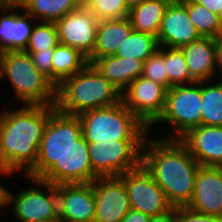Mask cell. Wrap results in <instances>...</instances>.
<instances>
[{"label":"cell","instance_id":"cell-14","mask_svg":"<svg viewBox=\"0 0 222 222\" xmlns=\"http://www.w3.org/2000/svg\"><path fill=\"white\" fill-rule=\"evenodd\" d=\"M93 188L94 222H121L131 209L124 181L119 176L98 177Z\"/></svg>","mask_w":222,"mask_h":222},{"label":"cell","instance_id":"cell-37","mask_svg":"<svg viewBox=\"0 0 222 222\" xmlns=\"http://www.w3.org/2000/svg\"><path fill=\"white\" fill-rule=\"evenodd\" d=\"M121 222H150V216L140 211L130 209Z\"/></svg>","mask_w":222,"mask_h":222},{"label":"cell","instance_id":"cell-30","mask_svg":"<svg viewBox=\"0 0 222 222\" xmlns=\"http://www.w3.org/2000/svg\"><path fill=\"white\" fill-rule=\"evenodd\" d=\"M59 44L57 28L54 22L37 21L33 27L24 52L48 51Z\"/></svg>","mask_w":222,"mask_h":222},{"label":"cell","instance_id":"cell-24","mask_svg":"<svg viewBox=\"0 0 222 222\" xmlns=\"http://www.w3.org/2000/svg\"><path fill=\"white\" fill-rule=\"evenodd\" d=\"M22 10L41 22H56L83 5V0H19Z\"/></svg>","mask_w":222,"mask_h":222},{"label":"cell","instance_id":"cell-32","mask_svg":"<svg viewBox=\"0 0 222 222\" xmlns=\"http://www.w3.org/2000/svg\"><path fill=\"white\" fill-rule=\"evenodd\" d=\"M142 76L163 85L168 90V76L165 64V47L159 46L143 63Z\"/></svg>","mask_w":222,"mask_h":222},{"label":"cell","instance_id":"cell-2","mask_svg":"<svg viewBox=\"0 0 222 222\" xmlns=\"http://www.w3.org/2000/svg\"><path fill=\"white\" fill-rule=\"evenodd\" d=\"M141 164L173 207L189 204L200 164L179 139H153L148 134L142 145Z\"/></svg>","mask_w":222,"mask_h":222},{"label":"cell","instance_id":"cell-12","mask_svg":"<svg viewBox=\"0 0 222 222\" xmlns=\"http://www.w3.org/2000/svg\"><path fill=\"white\" fill-rule=\"evenodd\" d=\"M98 176L93 172L88 153V142L82 135L56 160L41 180L58 185L64 183H92Z\"/></svg>","mask_w":222,"mask_h":222},{"label":"cell","instance_id":"cell-34","mask_svg":"<svg viewBox=\"0 0 222 222\" xmlns=\"http://www.w3.org/2000/svg\"><path fill=\"white\" fill-rule=\"evenodd\" d=\"M177 222H222V218L197 213L188 207H177Z\"/></svg>","mask_w":222,"mask_h":222},{"label":"cell","instance_id":"cell-29","mask_svg":"<svg viewBox=\"0 0 222 222\" xmlns=\"http://www.w3.org/2000/svg\"><path fill=\"white\" fill-rule=\"evenodd\" d=\"M165 64L168 89L176 85H188L197 82L191 76L185 56L180 48L165 47Z\"/></svg>","mask_w":222,"mask_h":222},{"label":"cell","instance_id":"cell-28","mask_svg":"<svg viewBox=\"0 0 222 222\" xmlns=\"http://www.w3.org/2000/svg\"><path fill=\"white\" fill-rule=\"evenodd\" d=\"M157 49H159V44L156 36L133 30L119 46L116 56L135 58L145 62Z\"/></svg>","mask_w":222,"mask_h":222},{"label":"cell","instance_id":"cell-33","mask_svg":"<svg viewBox=\"0 0 222 222\" xmlns=\"http://www.w3.org/2000/svg\"><path fill=\"white\" fill-rule=\"evenodd\" d=\"M30 55L33 64L38 70L46 76L52 82V58L54 54V48L48 49V51L39 52H26Z\"/></svg>","mask_w":222,"mask_h":222},{"label":"cell","instance_id":"cell-18","mask_svg":"<svg viewBox=\"0 0 222 222\" xmlns=\"http://www.w3.org/2000/svg\"><path fill=\"white\" fill-rule=\"evenodd\" d=\"M200 37L189 18L186 5L182 1L170 2L157 35L159 46L181 48Z\"/></svg>","mask_w":222,"mask_h":222},{"label":"cell","instance_id":"cell-1","mask_svg":"<svg viewBox=\"0 0 222 222\" xmlns=\"http://www.w3.org/2000/svg\"><path fill=\"white\" fill-rule=\"evenodd\" d=\"M55 105H22L0 112V175H26L36 164L44 128Z\"/></svg>","mask_w":222,"mask_h":222},{"label":"cell","instance_id":"cell-26","mask_svg":"<svg viewBox=\"0 0 222 222\" xmlns=\"http://www.w3.org/2000/svg\"><path fill=\"white\" fill-rule=\"evenodd\" d=\"M219 80L202 81L201 125L222 126V79Z\"/></svg>","mask_w":222,"mask_h":222},{"label":"cell","instance_id":"cell-11","mask_svg":"<svg viewBox=\"0 0 222 222\" xmlns=\"http://www.w3.org/2000/svg\"><path fill=\"white\" fill-rule=\"evenodd\" d=\"M119 177L126 186L131 209L151 217L165 213L173 207L142 164Z\"/></svg>","mask_w":222,"mask_h":222},{"label":"cell","instance_id":"cell-36","mask_svg":"<svg viewBox=\"0 0 222 222\" xmlns=\"http://www.w3.org/2000/svg\"><path fill=\"white\" fill-rule=\"evenodd\" d=\"M198 4L203 5L208 10L214 12L222 18V0H192Z\"/></svg>","mask_w":222,"mask_h":222},{"label":"cell","instance_id":"cell-39","mask_svg":"<svg viewBox=\"0 0 222 222\" xmlns=\"http://www.w3.org/2000/svg\"><path fill=\"white\" fill-rule=\"evenodd\" d=\"M10 191L0 183V210L9 205Z\"/></svg>","mask_w":222,"mask_h":222},{"label":"cell","instance_id":"cell-43","mask_svg":"<svg viewBox=\"0 0 222 222\" xmlns=\"http://www.w3.org/2000/svg\"><path fill=\"white\" fill-rule=\"evenodd\" d=\"M5 3L4 0H0V8L2 7V5Z\"/></svg>","mask_w":222,"mask_h":222},{"label":"cell","instance_id":"cell-20","mask_svg":"<svg viewBox=\"0 0 222 222\" xmlns=\"http://www.w3.org/2000/svg\"><path fill=\"white\" fill-rule=\"evenodd\" d=\"M191 76L197 81L218 79L216 71V38L200 37L180 48Z\"/></svg>","mask_w":222,"mask_h":222},{"label":"cell","instance_id":"cell-42","mask_svg":"<svg viewBox=\"0 0 222 222\" xmlns=\"http://www.w3.org/2000/svg\"><path fill=\"white\" fill-rule=\"evenodd\" d=\"M5 2H18L19 0H4Z\"/></svg>","mask_w":222,"mask_h":222},{"label":"cell","instance_id":"cell-16","mask_svg":"<svg viewBox=\"0 0 222 222\" xmlns=\"http://www.w3.org/2000/svg\"><path fill=\"white\" fill-rule=\"evenodd\" d=\"M189 209L222 218V167L200 166Z\"/></svg>","mask_w":222,"mask_h":222},{"label":"cell","instance_id":"cell-31","mask_svg":"<svg viewBox=\"0 0 222 222\" xmlns=\"http://www.w3.org/2000/svg\"><path fill=\"white\" fill-rule=\"evenodd\" d=\"M83 5L101 20L127 18L129 9L124 0H83Z\"/></svg>","mask_w":222,"mask_h":222},{"label":"cell","instance_id":"cell-9","mask_svg":"<svg viewBox=\"0 0 222 222\" xmlns=\"http://www.w3.org/2000/svg\"><path fill=\"white\" fill-rule=\"evenodd\" d=\"M33 185L13 195L10 190L9 205L19 222L59 220L57 185L25 176ZM35 184V185H34ZM43 187V188H42Z\"/></svg>","mask_w":222,"mask_h":222},{"label":"cell","instance_id":"cell-8","mask_svg":"<svg viewBox=\"0 0 222 222\" xmlns=\"http://www.w3.org/2000/svg\"><path fill=\"white\" fill-rule=\"evenodd\" d=\"M144 140H113L88 143L93 172L98 177L120 176L141 165Z\"/></svg>","mask_w":222,"mask_h":222},{"label":"cell","instance_id":"cell-5","mask_svg":"<svg viewBox=\"0 0 222 222\" xmlns=\"http://www.w3.org/2000/svg\"><path fill=\"white\" fill-rule=\"evenodd\" d=\"M82 135L88 143L113 140H144L145 126L122 102L78 115Z\"/></svg>","mask_w":222,"mask_h":222},{"label":"cell","instance_id":"cell-40","mask_svg":"<svg viewBox=\"0 0 222 222\" xmlns=\"http://www.w3.org/2000/svg\"><path fill=\"white\" fill-rule=\"evenodd\" d=\"M145 0H124L125 4L127 5V8L130 10L133 7L139 5L140 3L144 2Z\"/></svg>","mask_w":222,"mask_h":222},{"label":"cell","instance_id":"cell-17","mask_svg":"<svg viewBox=\"0 0 222 222\" xmlns=\"http://www.w3.org/2000/svg\"><path fill=\"white\" fill-rule=\"evenodd\" d=\"M19 9L22 7L18 2H5L0 8L1 51H24L29 42L37 20L25 11L21 14Z\"/></svg>","mask_w":222,"mask_h":222},{"label":"cell","instance_id":"cell-45","mask_svg":"<svg viewBox=\"0 0 222 222\" xmlns=\"http://www.w3.org/2000/svg\"><path fill=\"white\" fill-rule=\"evenodd\" d=\"M1 55H2V51L0 50V62H1Z\"/></svg>","mask_w":222,"mask_h":222},{"label":"cell","instance_id":"cell-21","mask_svg":"<svg viewBox=\"0 0 222 222\" xmlns=\"http://www.w3.org/2000/svg\"><path fill=\"white\" fill-rule=\"evenodd\" d=\"M133 27L129 18L101 20L96 31L92 54L87 58L92 64L98 58L116 55L119 46L129 37Z\"/></svg>","mask_w":222,"mask_h":222},{"label":"cell","instance_id":"cell-4","mask_svg":"<svg viewBox=\"0 0 222 222\" xmlns=\"http://www.w3.org/2000/svg\"><path fill=\"white\" fill-rule=\"evenodd\" d=\"M7 78L17 101L23 105H55L56 87L24 51H2L0 81Z\"/></svg>","mask_w":222,"mask_h":222},{"label":"cell","instance_id":"cell-10","mask_svg":"<svg viewBox=\"0 0 222 222\" xmlns=\"http://www.w3.org/2000/svg\"><path fill=\"white\" fill-rule=\"evenodd\" d=\"M166 92L163 85L140 76L121 93V100L150 129L164 111Z\"/></svg>","mask_w":222,"mask_h":222},{"label":"cell","instance_id":"cell-7","mask_svg":"<svg viewBox=\"0 0 222 222\" xmlns=\"http://www.w3.org/2000/svg\"><path fill=\"white\" fill-rule=\"evenodd\" d=\"M202 81L172 86L166 92L162 115L154 124L168 123L171 132L162 139H180L190 129L201 125Z\"/></svg>","mask_w":222,"mask_h":222},{"label":"cell","instance_id":"cell-15","mask_svg":"<svg viewBox=\"0 0 222 222\" xmlns=\"http://www.w3.org/2000/svg\"><path fill=\"white\" fill-rule=\"evenodd\" d=\"M57 196L61 222H94L93 182L58 184Z\"/></svg>","mask_w":222,"mask_h":222},{"label":"cell","instance_id":"cell-22","mask_svg":"<svg viewBox=\"0 0 222 222\" xmlns=\"http://www.w3.org/2000/svg\"><path fill=\"white\" fill-rule=\"evenodd\" d=\"M143 61L116 55L96 59L92 65L121 93L127 86L142 76Z\"/></svg>","mask_w":222,"mask_h":222},{"label":"cell","instance_id":"cell-23","mask_svg":"<svg viewBox=\"0 0 222 222\" xmlns=\"http://www.w3.org/2000/svg\"><path fill=\"white\" fill-rule=\"evenodd\" d=\"M170 0H145L129 10L128 18L134 31L158 35Z\"/></svg>","mask_w":222,"mask_h":222},{"label":"cell","instance_id":"cell-44","mask_svg":"<svg viewBox=\"0 0 222 222\" xmlns=\"http://www.w3.org/2000/svg\"><path fill=\"white\" fill-rule=\"evenodd\" d=\"M171 2H174V1H184V0H170Z\"/></svg>","mask_w":222,"mask_h":222},{"label":"cell","instance_id":"cell-13","mask_svg":"<svg viewBox=\"0 0 222 222\" xmlns=\"http://www.w3.org/2000/svg\"><path fill=\"white\" fill-rule=\"evenodd\" d=\"M99 20L84 5L55 22L59 44L74 47L87 58L92 54Z\"/></svg>","mask_w":222,"mask_h":222},{"label":"cell","instance_id":"cell-19","mask_svg":"<svg viewBox=\"0 0 222 222\" xmlns=\"http://www.w3.org/2000/svg\"><path fill=\"white\" fill-rule=\"evenodd\" d=\"M179 140L200 166L222 167V126L200 125Z\"/></svg>","mask_w":222,"mask_h":222},{"label":"cell","instance_id":"cell-25","mask_svg":"<svg viewBox=\"0 0 222 222\" xmlns=\"http://www.w3.org/2000/svg\"><path fill=\"white\" fill-rule=\"evenodd\" d=\"M88 59L74 47L58 44L52 58V83L58 87L65 79L80 72Z\"/></svg>","mask_w":222,"mask_h":222},{"label":"cell","instance_id":"cell-27","mask_svg":"<svg viewBox=\"0 0 222 222\" xmlns=\"http://www.w3.org/2000/svg\"><path fill=\"white\" fill-rule=\"evenodd\" d=\"M187 8L189 18L201 37H222V18L192 0L182 1Z\"/></svg>","mask_w":222,"mask_h":222},{"label":"cell","instance_id":"cell-38","mask_svg":"<svg viewBox=\"0 0 222 222\" xmlns=\"http://www.w3.org/2000/svg\"><path fill=\"white\" fill-rule=\"evenodd\" d=\"M215 61H216V71L217 74L221 72L220 79H222V37L216 39V55H215Z\"/></svg>","mask_w":222,"mask_h":222},{"label":"cell","instance_id":"cell-6","mask_svg":"<svg viewBox=\"0 0 222 222\" xmlns=\"http://www.w3.org/2000/svg\"><path fill=\"white\" fill-rule=\"evenodd\" d=\"M81 136L78 116L66 115L56 109L44 128L37 162L25 176L41 179Z\"/></svg>","mask_w":222,"mask_h":222},{"label":"cell","instance_id":"cell-35","mask_svg":"<svg viewBox=\"0 0 222 222\" xmlns=\"http://www.w3.org/2000/svg\"><path fill=\"white\" fill-rule=\"evenodd\" d=\"M150 222H177V207L169 211L150 217Z\"/></svg>","mask_w":222,"mask_h":222},{"label":"cell","instance_id":"cell-41","mask_svg":"<svg viewBox=\"0 0 222 222\" xmlns=\"http://www.w3.org/2000/svg\"><path fill=\"white\" fill-rule=\"evenodd\" d=\"M35 222H61L60 220H45V221H35Z\"/></svg>","mask_w":222,"mask_h":222},{"label":"cell","instance_id":"cell-3","mask_svg":"<svg viewBox=\"0 0 222 222\" xmlns=\"http://www.w3.org/2000/svg\"><path fill=\"white\" fill-rule=\"evenodd\" d=\"M120 101L121 92L89 63L56 87V109L66 115L78 116Z\"/></svg>","mask_w":222,"mask_h":222}]
</instances>
